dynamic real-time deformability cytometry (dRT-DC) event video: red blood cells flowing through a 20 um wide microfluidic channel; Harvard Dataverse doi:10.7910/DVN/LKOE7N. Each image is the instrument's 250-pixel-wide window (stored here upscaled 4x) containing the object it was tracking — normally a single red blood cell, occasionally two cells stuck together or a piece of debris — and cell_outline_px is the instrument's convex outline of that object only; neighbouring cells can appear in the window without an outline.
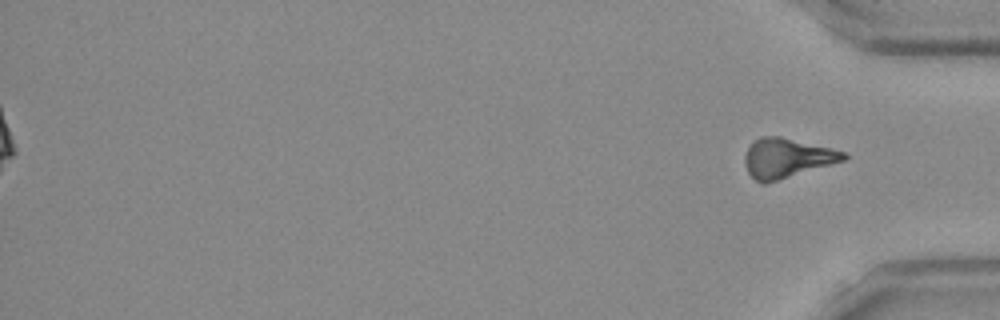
{"species": "Egyptian fruit bat (a non-hibernating species)", "species_latin": "Rousettus aegyptiacus", "temperature_condition": "room temperature", "stored_images_in_passage": 45, "segment_of_instrument_passage": [2, 2], "camera_frame_rate_fps": 3000, "um_per_image_px": 0.085, "frame": {"image": 1, "passage_image": 45, "time_ms": 14.667, "image_size_px": [1000, 320], "cell_outline_px": [[848, 156], [844, 160], [764, 184], [760, 184], [748, 172], [744, 164], [744, 156], [752, 140], [760, 136], [780, 136], [844, 152]], "centroid_in_image_um": [66.8, 13.43], "position_along_channel_um": 368.4, "area_um2": 22.37}}